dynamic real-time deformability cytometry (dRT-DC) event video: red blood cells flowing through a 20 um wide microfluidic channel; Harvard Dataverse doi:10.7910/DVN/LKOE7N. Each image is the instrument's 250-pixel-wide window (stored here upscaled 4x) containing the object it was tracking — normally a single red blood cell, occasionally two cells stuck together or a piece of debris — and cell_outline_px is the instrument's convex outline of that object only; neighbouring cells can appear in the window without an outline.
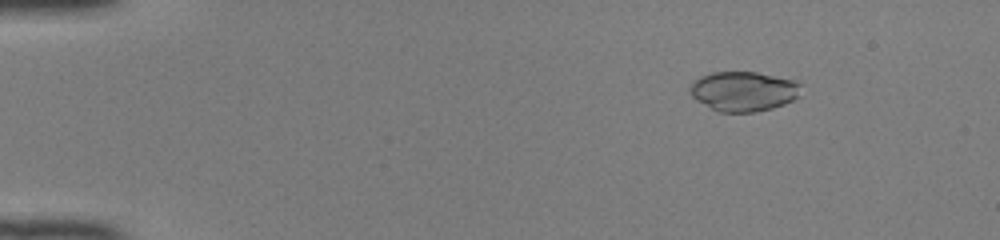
{"species": "common noctule bat (a hibernating species)", "species_latin": "Nyctalus noctula", "temperature_condition": "room temperature", "stored_images_in_passage": 45, "camera_frame_rate_fps": 3000, "um_per_image_px": 0.085, "animal": {"sex": "female", "body_mass_g": 22.0, "forearm_length_mm": 56.7}, "frame": {"image": 1, "passage_image": 3, "time_ms": 0.667, "image_size_px": [1000, 240], "cell_outline_px": [[800, 96], [784, 104], [772, 108], [756, 112], [720, 112], [696, 100], [688, 92], [692, 84], [700, 76], [712, 72], [756, 72], [792, 80], [800, 84]], "centroid_in_image_um": [63.19, 7.76], "position_along_channel_um": 21.8, "area_um2": 25.55}}
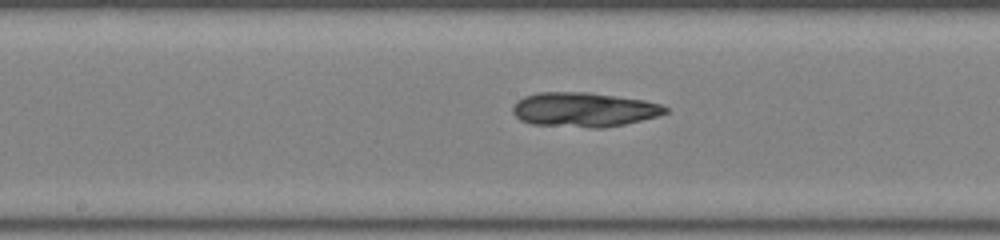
{"frame": {"image": 2, "passage_image": 23, "time_ms": 7.333, "image_size_px": [1000, 240], "cell_outline_px": [[668, 112], [656, 116], [624, 124], [604, 128], [592, 128], [532, 124], [520, 120], [512, 112], [512, 108], [516, 100], [524, 96], [536, 92], [588, 92], [644, 100], [660, 104], [668, 108]], "centroid_in_image_um": [49.59, 9.31], "position_along_channel_um": 198.6, "area_um2": 30.69}}
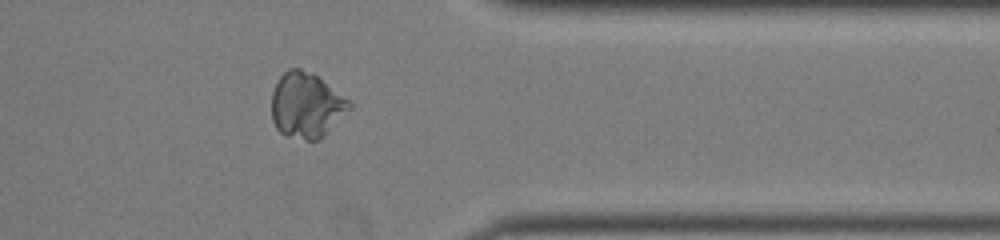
{"frame": {"image": 3, "passage_image": 37, "time_ms": 12.0, "image_size_px": [1000, 240], "cell_outline_px": [[352, 108], [320, 140], [304, 140], [284, 136], [276, 128], [272, 120], [272, 92], [280, 76], [288, 68], [300, 68], [312, 72], [348, 100], [352, 104]], "centroid_in_image_um": [26.03, 8.97], "position_along_channel_um": 385.4, "area_um2": 29.71}, "authors_computed_cell_mechanics": {"area_um2": 29.478, "velocity_mm_per_s": 4.1646, "shape_relaxation_time_tau1_ms": 6.201, "shape_relaxation_time_tau2_ms": 3.4937, "deformation_change_tau1": 0.1719, "deformation_change_tau2": 0.071}}